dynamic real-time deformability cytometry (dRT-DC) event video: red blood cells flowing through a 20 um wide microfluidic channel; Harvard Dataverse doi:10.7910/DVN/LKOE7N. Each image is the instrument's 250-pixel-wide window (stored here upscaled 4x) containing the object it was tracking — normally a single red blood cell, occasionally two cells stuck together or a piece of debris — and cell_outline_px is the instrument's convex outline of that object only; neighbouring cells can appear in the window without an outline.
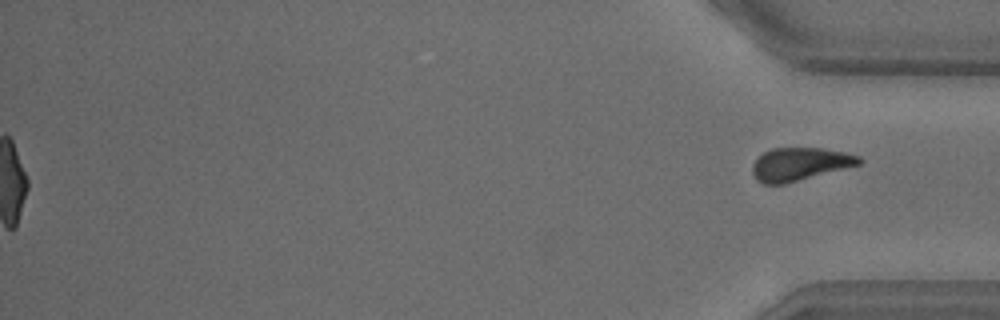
{"species": "common noctule bat (a hibernating species)", "species_latin": "Nyctalus noctula", "temperature_condition": "warm", "stored_images_in_passage": 27, "segment_of_instrument_passage": [2, 2], "camera_frame_rate_fps": 3000, "um_per_image_px": 0.085, "animal": {"sex": "male", "body_mass_g": 18.8}, "frame": {"image": 1, "passage_image": 27, "time_ms": 8.667, "image_size_px": [1000, 320], "cell_outline_px": [[864, 160], [860, 164], [784, 184], [764, 184], [756, 180], [752, 172], [752, 164], [764, 152], [772, 148], [820, 148], [844, 152], [860, 156]], "centroid_in_image_um": [67.97, 13.95], "position_along_channel_um": 367.2, "area_um2": 20.35}}